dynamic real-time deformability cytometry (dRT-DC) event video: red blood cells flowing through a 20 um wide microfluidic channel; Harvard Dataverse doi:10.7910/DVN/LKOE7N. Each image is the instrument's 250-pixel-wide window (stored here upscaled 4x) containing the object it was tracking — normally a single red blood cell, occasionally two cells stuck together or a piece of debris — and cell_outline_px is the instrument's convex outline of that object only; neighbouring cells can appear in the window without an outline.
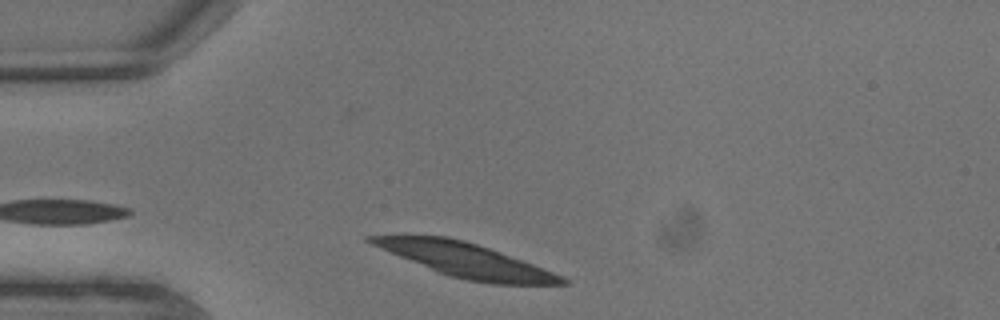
{"species": "common noctule bat (a hibernating species)", "species_latin": "Nyctalus noctula", "temperature_condition": "warm", "stored_images_in_passage": 2, "camera_frame_rate_fps": 3000, "um_per_image_px": 0.085, "animal": {"sex": "male", "body_mass_g": 13.3}, "frame": {"image": 1, "passage_image": 2, "time_ms": 0.333, "image_size_px": [1000, 320], "cell_outline_px": [[572, 284], [492, 284], [468, 280], [452, 276], [440, 272], [380, 248], [364, 240], [364, 236], [444, 236], [464, 240], [500, 252], [544, 268], [564, 276]], "centroid_in_image_um": [39.66, 22.12], "position_along_channel_um": 45.3, "area_um2": 36.93}}